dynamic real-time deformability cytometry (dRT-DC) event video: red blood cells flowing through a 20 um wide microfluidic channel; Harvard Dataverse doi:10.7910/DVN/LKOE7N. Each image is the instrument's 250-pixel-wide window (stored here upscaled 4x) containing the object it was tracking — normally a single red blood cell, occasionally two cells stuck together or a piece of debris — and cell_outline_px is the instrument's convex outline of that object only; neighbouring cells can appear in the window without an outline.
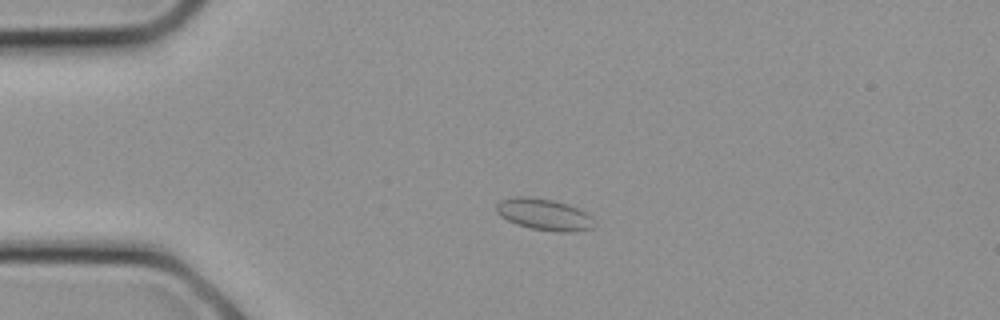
{"species": "common noctule bat (a hibernating species)", "species_latin": "Nyctalus noctula", "temperature_condition": "cold", "stored_images_in_passage": 9, "camera_frame_rate_fps": 3000, "um_per_image_px": 0.085, "animal": {"sex": "female", "body_mass_g": 21.9}, "frame": {"image": 1, "passage_image": 4, "time_ms": 1.0, "image_size_px": [1000, 320], "cell_outline_px": [[592, 228], [572, 232], [556, 232], [532, 228], [516, 224], [500, 216], [496, 212], [496, 204], [500, 200], [512, 196], [528, 196], [552, 200], [568, 204], [580, 208], [592, 216]], "centroid_in_image_um": [46.23, 18.21], "position_along_channel_um": 38.8, "area_um2": 18.09}}
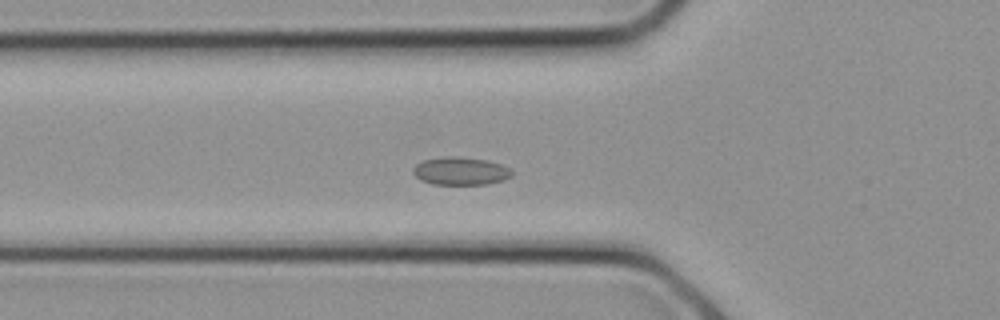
{"frame": {"image": 2, "passage_image": 7, "time_ms": 2.0, "image_size_px": [1000, 320], "cell_outline_px": [[512, 176], [504, 180], [488, 184], [432, 184], [420, 180], [412, 172], [412, 168], [416, 164], [424, 160], [444, 156], [460, 156], [488, 160], [500, 164], [508, 168], [512, 172]], "centroid_in_image_um": [39.13, 14.53], "position_along_channel_um": 86.7, "area_um2": 16.18}}
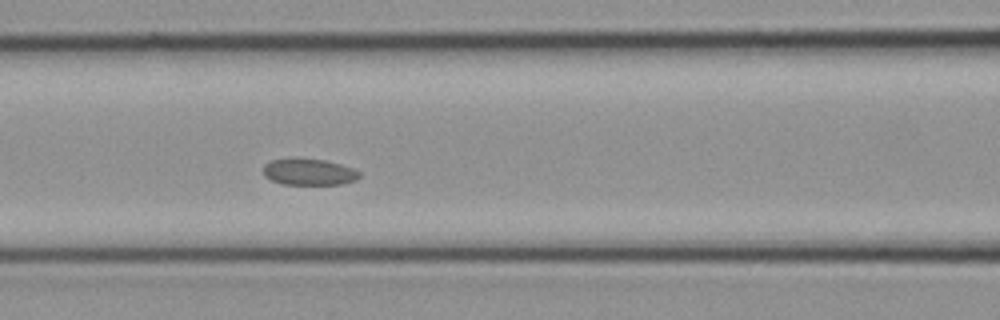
{"frame": {"image": 3, "passage_image": 9, "time_ms": 2.667, "image_size_px": [1000, 320], "cell_outline_px": [[360, 176], [356, 180], [340, 184], [280, 184], [264, 176], [264, 164], [272, 160], [324, 160], [340, 164], [352, 168], [360, 172]], "centroid_in_image_um": [26.28, 14.64], "position_along_channel_um": 140.3, "area_um2": 14.33}}